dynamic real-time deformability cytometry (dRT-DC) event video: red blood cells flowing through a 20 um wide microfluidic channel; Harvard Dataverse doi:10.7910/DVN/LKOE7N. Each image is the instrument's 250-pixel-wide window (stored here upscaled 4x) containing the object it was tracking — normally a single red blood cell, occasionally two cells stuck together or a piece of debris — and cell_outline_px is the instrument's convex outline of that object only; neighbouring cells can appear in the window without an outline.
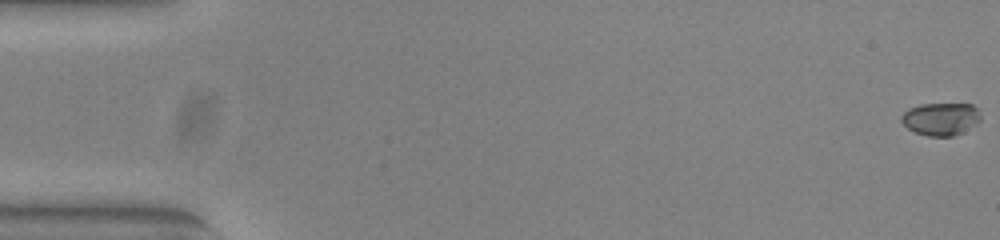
{"species": "common noctule bat (a hibernating species)", "species_latin": "Nyctalus noctula", "temperature_condition": "warm", "stored_images_in_passage": 54, "camera_frame_rate_fps": 3000, "um_per_image_px": 0.085, "animal": {"sex": "female", "body_mass_g": 23.0, "forearm_length_mm": 53.4}, "frame": {"image": 1, "passage_image": 1, "time_ms": 0.0, "image_size_px": [1000, 240], "cell_outline_px": [[980, 120], [976, 124], [964, 132], [952, 136], [928, 136], [916, 132], [908, 128], [900, 120], [900, 116], [908, 108], [920, 104], [972, 104], [976, 108], [980, 116]], "centroid_in_image_um": [79.95, 10.11], "position_along_channel_um": 5.0, "area_um2": 15.09}}
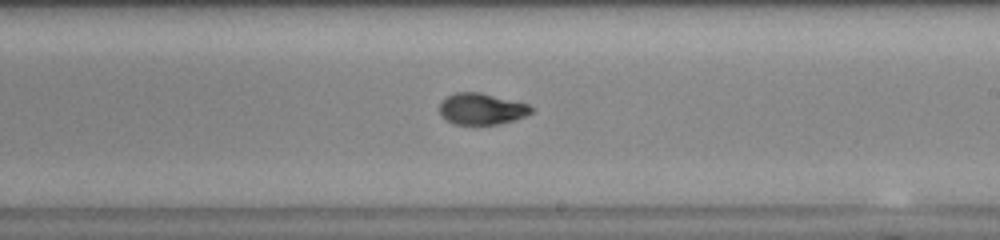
{"frame": {"image": 2, "passage_image": 32, "time_ms": 10.333, "image_size_px": [1000, 240], "cell_outline_px": [[532, 112], [524, 116], [512, 120], [496, 124], [452, 124], [440, 116], [440, 104], [448, 96], [456, 92], [480, 92], [528, 104], [532, 108]], "centroid_in_image_um": [40.9, 9.26], "position_along_channel_um": 248.1, "area_um2": 16.53}}
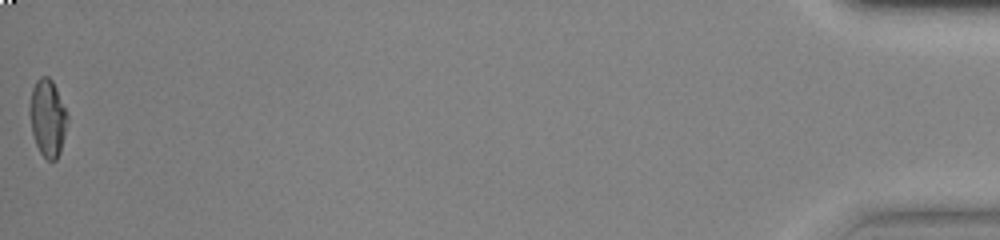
{"frame": {"image": 3, "passage_image": 54, "time_ms": 17.667, "image_size_px": [1000, 240], "cell_outline_px": [[68, 120], [60, 152], [56, 160], [48, 160], [40, 152], [36, 144], [32, 132], [28, 112], [28, 104], [32, 88], [36, 80], [40, 76], [48, 76], [52, 80], [56, 88], [68, 116]], "centroid_in_image_um": [4.02, 10.0], "position_along_channel_um": 431.2, "area_um2": 17.05}, "authors_computed_cell_mechanics": {"area_um2": 16.6464, "velocity_mm_per_s": 3.8952, "shape_relaxation_time_tau1_ms": 4.3656, "shape_relaxation_time_tau2_ms": 1.6907, "deformation_change_tau1": 0.1907, "deformation_change_tau2": 0.0414}}